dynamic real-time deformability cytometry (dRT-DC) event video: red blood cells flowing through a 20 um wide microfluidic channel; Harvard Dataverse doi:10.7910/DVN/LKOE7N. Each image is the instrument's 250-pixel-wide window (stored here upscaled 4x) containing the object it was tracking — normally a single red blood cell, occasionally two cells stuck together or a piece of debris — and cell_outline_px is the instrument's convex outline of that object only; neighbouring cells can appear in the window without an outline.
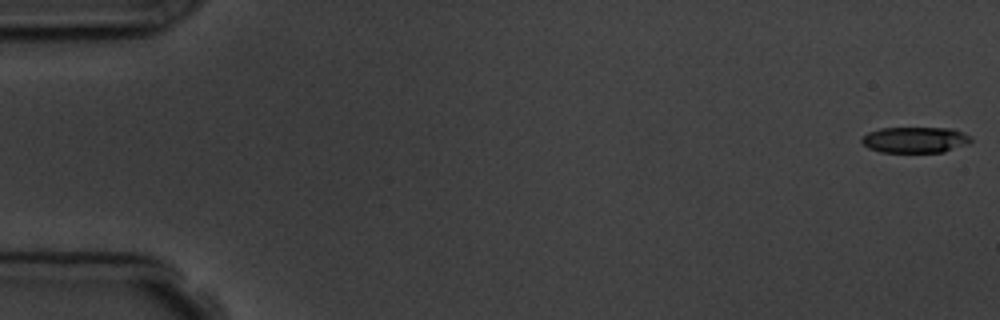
{"species": "common noctule bat (a hibernating species)", "species_latin": "Nyctalus noctula", "temperature_condition": "room temperature", "stored_images_in_passage": 6, "camera_frame_rate_fps": 3000, "um_per_image_px": 0.085, "animal": {"sex": "male", "body_mass_g": 19.5, "forearm_length_mm": 54.6}, "frame": {"image": 1, "passage_image": 1, "time_ms": 0.0, "image_size_px": [1000, 320], "cell_outline_px": [[972, 140], [968, 144], [944, 152], [880, 152], [868, 148], [860, 140], [868, 132], [880, 128], [952, 128], [964, 132], [972, 136]], "centroid_in_image_um": [77.82, 11.88], "position_along_channel_um": 7.2, "area_um2": 16.65}}
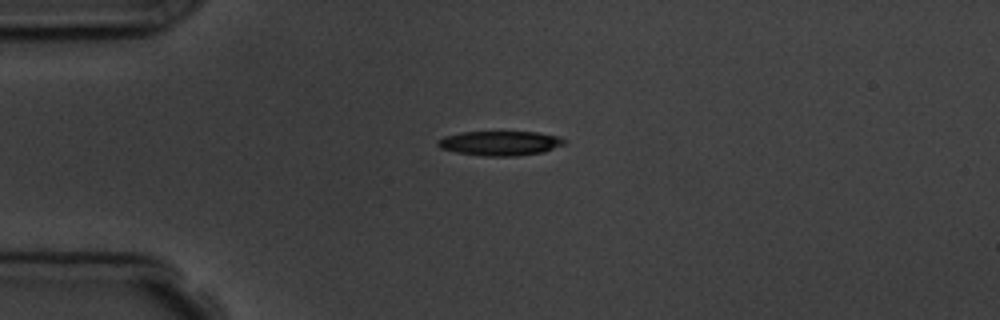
{"frame": {"image": 2, "passage_image": 5, "time_ms": 4.333, "image_size_px": [1000, 320], "cell_outline_px": [[568, 140], [564, 144], [544, 152], [516, 156], [484, 156], [456, 152], [440, 148], [436, 144], [436, 140], [444, 136], [460, 132], [536, 132], [560, 136]], "centroid_in_image_um": [42.51, 12.17], "position_along_channel_um": 42.5, "area_um2": 18.26}}